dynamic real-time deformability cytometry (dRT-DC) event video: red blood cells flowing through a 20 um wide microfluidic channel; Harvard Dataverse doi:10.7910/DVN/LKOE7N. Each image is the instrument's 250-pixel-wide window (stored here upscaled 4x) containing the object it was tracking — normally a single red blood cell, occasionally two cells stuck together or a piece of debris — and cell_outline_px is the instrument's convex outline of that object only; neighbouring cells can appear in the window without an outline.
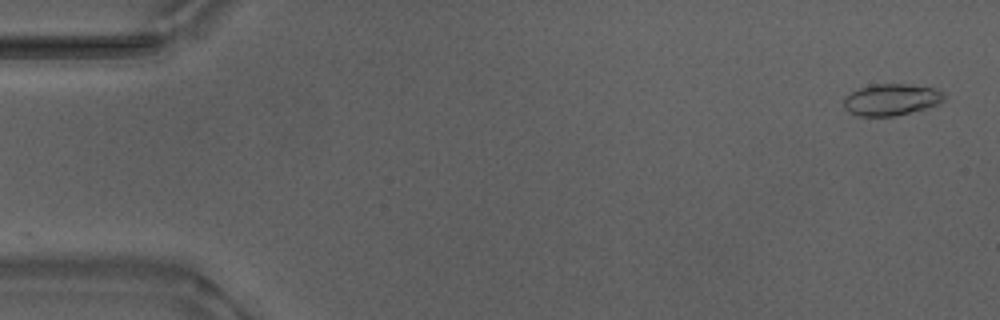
{"species": "Egyptian fruit bat (a non-hibernating species)", "species_latin": "Rousettus aegyptiacus", "temperature_condition": "warm", "stored_images_in_passage": 17, "camera_frame_rate_fps": 3000, "um_per_image_px": 0.085, "animal": {"sex": "male"}, "frame": {"image": 1, "passage_image": 1, "time_ms": 0.0, "image_size_px": [1000, 320], "cell_outline_px": [[944, 100], [940, 104], [896, 116], [856, 116], [848, 112], [844, 108], [844, 96], [860, 88], [872, 84], [912, 84], [936, 88], [944, 92]], "centroid_in_image_um": [75.77, 8.47], "position_along_channel_um": 9.2, "area_um2": 18.73}}
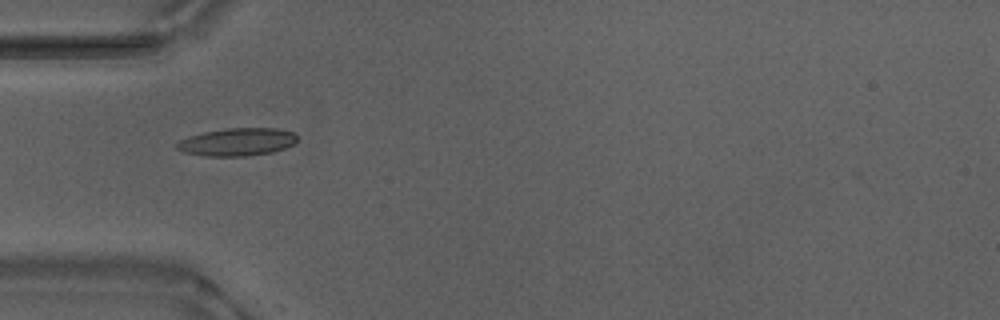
{"frame": {"image": 2, "passage_image": 16, "time_ms": 5.0, "image_size_px": [1000, 320], "cell_outline_px": [[296, 140], [292, 144], [284, 148], [272, 152], [244, 156], [204, 156], [184, 152], [176, 148], [176, 144], [180, 140], [188, 136], [204, 132], [228, 128], [276, 128], [292, 132], [296, 136]], "centroid_in_image_um": [20.12, 12.06], "position_along_channel_um": 64.9, "area_um2": 19.31}}